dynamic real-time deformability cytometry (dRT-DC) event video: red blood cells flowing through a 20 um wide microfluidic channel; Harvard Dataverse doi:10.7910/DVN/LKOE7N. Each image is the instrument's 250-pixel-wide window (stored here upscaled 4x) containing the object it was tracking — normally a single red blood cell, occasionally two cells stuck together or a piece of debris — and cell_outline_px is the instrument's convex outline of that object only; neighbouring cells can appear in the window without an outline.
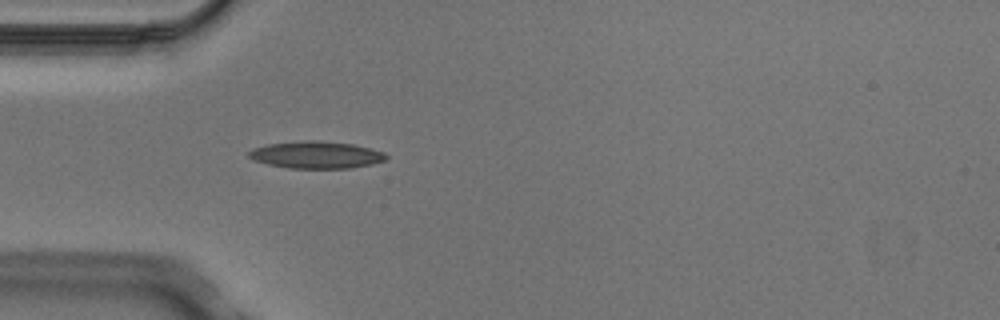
{"species": "Egyptian fruit bat (a non-hibernating species)", "species_latin": "Rousettus aegyptiacus", "temperature_condition": "cold", "stored_images_in_passage": 3, "camera_frame_rate_fps": 3000, "um_per_image_px": 0.085, "animal": {"sex": "male"}, "frame": {"image": 1, "passage_image": 3, "time_ms": 0.667, "image_size_px": [1000, 320], "cell_outline_px": [[388, 156], [384, 160], [372, 164], [352, 168], [288, 168], [268, 164], [256, 160], [248, 156], [248, 152], [252, 148], [268, 144], [304, 140], [316, 140], [352, 144], [372, 148], [384, 152]], "centroid_in_image_um": [26.89, 13.16], "position_along_channel_um": 58.1, "area_um2": 21.68}}